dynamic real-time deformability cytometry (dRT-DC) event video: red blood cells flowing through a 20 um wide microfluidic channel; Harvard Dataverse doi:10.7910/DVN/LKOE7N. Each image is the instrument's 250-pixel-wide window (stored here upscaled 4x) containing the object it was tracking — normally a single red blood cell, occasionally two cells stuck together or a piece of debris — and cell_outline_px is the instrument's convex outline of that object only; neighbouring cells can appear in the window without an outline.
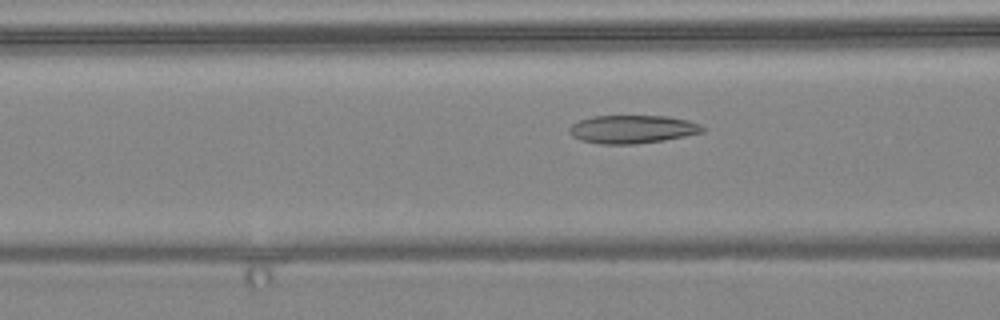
{"species": "common noctule bat (a hibernating species)", "species_latin": "Nyctalus noctula", "temperature_condition": "warm", "stored_images_in_passage": 3, "camera_frame_rate_fps": 3000, "um_per_image_px": 0.085, "animal": {"sex": "female", "body_mass_g": 24.6, "forearm_length_mm": 56.2}, "frame": {"image": 1, "passage_image": 3, "time_ms": 2.333, "image_size_px": [1000, 320], "cell_outline_px": [[708, 128], [704, 132], [664, 140], [636, 144], [600, 144], [580, 140], [572, 136], [568, 132], [568, 128], [572, 124], [580, 120], [592, 116], [668, 116], [688, 120], [700, 124]], "centroid_in_image_um": [53.76, 10.98], "position_along_channel_um": 112.8, "area_um2": 22.08}}